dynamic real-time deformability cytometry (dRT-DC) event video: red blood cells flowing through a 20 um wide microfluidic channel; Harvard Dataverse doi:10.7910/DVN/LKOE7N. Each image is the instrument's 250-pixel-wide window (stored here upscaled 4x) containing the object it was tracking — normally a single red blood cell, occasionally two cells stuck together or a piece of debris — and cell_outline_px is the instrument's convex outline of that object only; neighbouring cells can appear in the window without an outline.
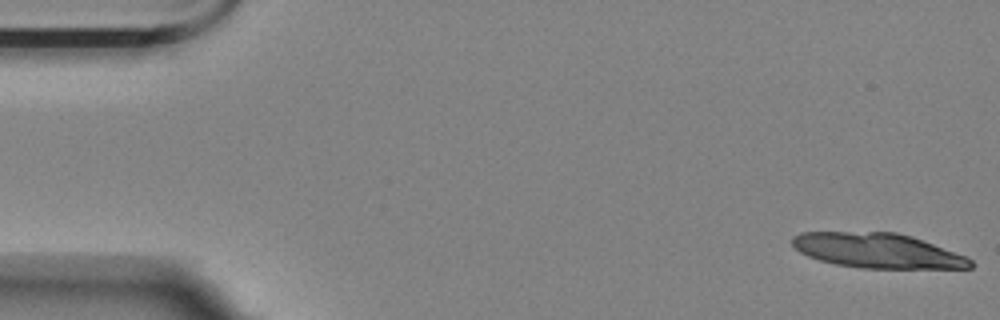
{"species": "Egyptian fruit bat (a non-hibernating species)", "species_latin": "Rousettus aegyptiacus", "temperature_condition": "room temperature", "stored_images_in_passage": 16, "camera_frame_rate_fps": 3000, "um_per_image_px": 0.085, "animal": {"sex": "female"}, "frame": {"image": 1, "passage_image": 1, "time_ms": 0.0, "image_size_px": [1000, 320], "cell_outline_px": [[972, 268], [864, 268], [836, 264], [820, 260], [808, 256], [800, 252], [792, 244], [792, 236], [800, 232], [896, 232], [912, 236], [964, 256], [972, 260]], "centroid_in_image_um": [74.55, 21.29], "position_along_channel_um": 10.5, "area_um2": 35.78}}